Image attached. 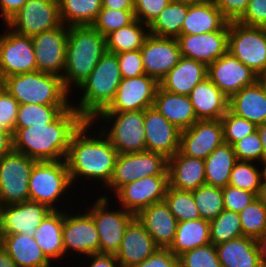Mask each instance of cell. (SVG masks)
Wrapping results in <instances>:
<instances>
[{"label": "cell", "mask_w": 266, "mask_h": 267, "mask_svg": "<svg viewBox=\"0 0 266 267\" xmlns=\"http://www.w3.org/2000/svg\"><path fill=\"white\" fill-rule=\"evenodd\" d=\"M94 124L93 121H84L70 140L65 161L74 188V184L80 183L78 179H87L88 182L95 180L93 183H97L96 186L101 183L100 186L105 187L115 167L118 152ZM78 181L79 183H76Z\"/></svg>", "instance_id": "6da1fadb"}, {"label": "cell", "mask_w": 266, "mask_h": 267, "mask_svg": "<svg viewBox=\"0 0 266 267\" xmlns=\"http://www.w3.org/2000/svg\"><path fill=\"white\" fill-rule=\"evenodd\" d=\"M85 120L70 105L45 126L19 128L13 135V151L36 161L65 160L73 133Z\"/></svg>", "instance_id": "7a4b0ae2"}, {"label": "cell", "mask_w": 266, "mask_h": 267, "mask_svg": "<svg viewBox=\"0 0 266 267\" xmlns=\"http://www.w3.org/2000/svg\"><path fill=\"white\" fill-rule=\"evenodd\" d=\"M106 52L105 37L92 25L69 26L62 78L64 88L70 94L74 93Z\"/></svg>", "instance_id": "3957f363"}, {"label": "cell", "mask_w": 266, "mask_h": 267, "mask_svg": "<svg viewBox=\"0 0 266 267\" xmlns=\"http://www.w3.org/2000/svg\"><path fill=\"white\" fill-rule=\"evenodd\" d=\"M122 80L119 62L115 53L106 52L88 78L75 90L81 92L72 107L85 121H93L112 103Z\"/></svg>", "instance_id": "277c9868"}, {"label": "cell", "mask_w": 266, "mask_h": 267, "mask_svg": "<svg viewBox=\"0 0 266 267\" xmlns=\"http://www.w3.org/2000/svg\"><path fill=\"white\" fill-rule=\"evenodd\" d=\"M4 88L19 104L71 105V95L62 78L38 70L3 79Z\"/></svg>", "instance_id": "5b68a950"}, {"label": "cell", "mask_w": 266, "mask_h": 267, "mask_svg": "<svg viewBox=\"0 0 266 267\" xmlns=\"http://www.w3.org/2000/svg\"><path fill=\"white\" fill-rule=\"evenodd\" d=\"M93 122L109 139L118 154L146 151L144 110L101 112ZM100 123H103L102 126Z\"/></svg>", "instance_id": "8992f818"}, {"label": "cell", "mask_w": 266, "mask_h": 267, "mask_svg": "<svg viewBox=\"0 0 266 267\" xmlns=\"http://www.w3.org/2000/svg\"><path fill=\"white\" fill-rule=\"evenodd\" d=\"M72 187L65 160L36 161L29 177V200L59 210L57 203L69 195Z\"/></svg>", "instance_id": "52a82bcc"}, {"label": "cell", "mask_w": 266, "mask_h": 267, "mask_svg": "<svg viewBox=\"0 0 266 267\" xmlns=\"http://www.w3.org/2000/svg\"><path fill=\"white\" fill-rule=\"evenodd\" d=\"M98 196L90 205V213L99 234V253L115 254L119 251L126 228L135 214L115 205L110 209L109 193ZM108 195V196H107ZM109 203V204H108ZM110 209V210H109Z\"/></svg>", "instance_id": "ba28073f"}, {"label": "cell", "mask_w": 266, "mask_h": 267, "mask_svg": "<svg viewBox=\"0 0 266 267\" xmlns=\"http://www.w3.org/2000/svg\"><path fill=\"white\" fill-rule=\"evenodd\" d=\"M228 52L257 75L266 72V28L229 22Z\"/></svg>", "instance_id": "9c48e42d"}, {"label": "cell", "mask_w": 266, "mask_h": 267, "mask_svg": "<svg viewBox=\"0 0 266 267\" xmlns=\"http://www.w3.org/2000/svg\"><path fill=\"white\" fill-rule=\"evenodd\" d=\"M168 159L160 153L143 151L118 154L109 183L103 187L114 194L126 183L153 175H169Z\"/></svg>", "instance_id": "30bf717a"}, {"label": "cell", "mask_w": 266, "mask_h": 267, "mask_svg": "<svg viewBox=\"0 0 266 267\" xmlns=\"http://www.w3.org/2000/svg\"><path fill=\"white\" fill-rule=\"evenodd\" d=\"M35 162L13 150L0 159V206L29 200V177Z\"/></svg>", "instance_id": "8fae6325"}, {"label": "cell", "mask_w": 266, "mask_h": 267, "mask_svg": "<svg viewBox=\"0 0 266 267\" xmlns=\"http://www.w3.org/2000/svg\"><path fill=\"white\" fill-rule=\"evenodd\" d=\"M62 24L58 0H27L5 23L15 33L30 37L53 30Z\"/></svg>", "instance_id": "7c38bea8"}, {"label": "cell", "mask_w": 266, "mask_h": 267, "mask_svg": "<svg viewBox=\"0 0 266 267\" xmlns=\"http://www.w3.org/2000/svg\"><path fill=\"white\" fill-rule=\"evenodd\" d=\"M70 207L64 209L63 223V246L66 258L67 254H79L81 257H86L95 253H99V234L96 225L87 210H72L66 211ZM77 213L74 214V212ZM80 211V213H79ZM86 211V212H85ZM68 212V213H67ZM67 213V214H66Z\"/></svg>", "instance_id": "4fadbf2b"}, {"label": "cell", "mask_w": 266, "mask_h": 267, "mask_svg": "<svg viewBox=\"0 0 266 267\" xmlns=\"http://www.w3.org/2000/svg\"><path fill=\"white\" fill-rule=\"evenodd\" d=\"M0 33V77L2 79L37 70L32 37L15 33L6 25Z\"/></svg>", "instance_id": "5bb4252c"}, {"label": "cell", "mask_w": 266, "mask_h": 267, "mask_svg": "<svg viewBox=\"0 0 266 267\" xmlns=\"http://www.w3.org/2000/svg\"><path fill=\"white\" fill-rule=\"evenodd\" d=\"M168 186L169 175H153L124 184L114 195L119 206L136 215L140 210L164 201Z\"/></svg>", "instance_id": "9a60e30c"}, {"label": "cell", "mask_w": 266, "mask_h": 267, "mask_svg": "<svg viewBox=\"0 0 266 267\" xmlns=\"http://www.w3.org/2000/svg\"><path fill=\"white\" fill-rule=\"evenodd\" d=\"M69 26H61L32 36L37 70L63 78Z\"/></svg>", "instance_id": "2e32d148"}, {"label": "cell", "mask_w": 266, "mask_h": 267, "mask_svg": "<svg viewBox=\"0 0 266 267\" xmlns=\"http://www.w3.org/2000/svg\"><path fill=\"white\" fill-rule=\"evenodd\" d=\"M159 82L146 74L122 78L110 106L103 112L145 110L154 104Z\"/></svg>", "instance_id": "e0dca14e"}, {"label": "cell", "mask_w": 266, "mask_h": 267, "mask_svg": "<svg viewBox=\"0 0 266 267\" xmlns=\"http://www.w3.org/2000/svg\"><path fill=\"white\" fill-rule=\"evenodd\" d=\"M144 72L158 82L179 62L181 52L175 38L148 34L140 48Z\"/></svg>", "instance_id": "ac0fdd59"}, {"label": "cell", "mask_w": 266, "mask_h": 267, "mask_svg": "<svg viewBox=\"0 0 266 267\" xmlns=\"http://www.w3.org/2000/svg\"><path fill=\"white\" fill-rule=\"evenodd\" d=\"M207 77L228 97L253 85L258 75L230 52L208 65Z\"/></svg>", "instance_id": "d6986e66"}, {"label": "cell", "mask_w": 266, "mask_h": 267, "mask_svg": "<svg viewBox=\"0 0 266 267\" xmlns=\"http://www.w3.org/2000/svg\"><path fill=\"white\" fill-rule=\"evenodd\" d=\"M223 142L221 120H198L190 128L181 131L179 152L204 160Z\"/></svg>", "instance_id": "ffe728a7"}, {"label": "cell", "mask_w": 266, "mask_h": 267, "mask_svg": "<svg viewBox=\"0 0 266 267\" xmlns=\"http://www.w3.org/2000/svg\"><path fill=\"white\" fill-rule=\"evenodd\" d=\"M229 22L220 30L202 34H181L178 45L181 56L205 63L207 66L228 51Z\"/></svg>", "instance_id": "44dd1931"}, {"label": "cell", "mask_w": 266, "mask_h": 267, "mask_svg": "<svg viewBox=\"0 0 266 267\" xmlns=\"http://www.w3.org/2000/svg\"><path fill=\"white\" fill-rule=\"evenodd\" d=\"M51 209L34 201L0 206V234L33 236Z\"/></svg>", "instance_id": "7402d4cb"}, {"label": "cell", "mask_w": 266, "mask_h": 267, "mask_svg": "<svg viewBox=\"0 0 266 267\" xmlns=\"http://www.w3.org/2000/svg\"><path fill=\"white\" fill-rule=\"evenodd\" d=\"M146 151L163 154L167 159L179 151L181 130L155 107L144 110Z\"/></svg>", "instance_id": "603a6c76"}, {"label": "cell", "mask_w": 266, "mask_h": 267, "mask_svg": "<svg viewBox=\"0 0 266 267\" xmlns=\"http://www.w3.org/2000/svg\"><path fill=\"white\" fill-rule=\"evenodd\" d=\"M135 217L159 248L171 246L178 222L165 201L154 203L140 210Z\"/></svg>", "instance_id": "cb8c5ba5"}, {"label": "cell", "mask_w": 266, "mask_h": 267, "mask_svg": "<svg viewBox=\"0 0 266 267\" xmlns=\"http://www.w3.org/2000/svg\"><path fill=\"white\" fill-rule=\"evenodd\" d=\"M158 248L150 234L135 217L125 230L116 258L121 267H133L148 258Z\"/></svg>", "instance_id": "d4e9b609"}, {"label": "cell", "mask_w": 266, "mask_h": 267, "mask_svg": "<svg viewBox=\"0 0 266 267\" xmlns=\"http://www.w3.org/2000/svg\"><path fill=\"white\" fill-rule=\"evenodd\" d=\"M188 97L198 120H221L228 110L229 98L208 77Z\"/></svg>", "instance_id": "484cf974"}, {"label": "cell", "mask_w": 266, "mask_h": 267, "mask_svg": "<svg viewBox=\"0 0 266 267\" xmlns=\"http://www.w3.org/2000/svg\"><path fill=\"white\" fill-rule=\"evenodd\" d=\"M207 69L205 63L181 56L177 65L160 80L159 86L168 92L188 96L207 77Z\"/></svg>", "instance_id": "4316f807"}, {"label": "cell", "mask_w": 266, "mask_h": 267, "mask_svg": "<svg viewBox=\"0 0 266 267\" xmlns=\"http://www.w3.org/2000/svg\"><path fill=\"white\" fill-rule=\"evenodd\" d=\"M169 186L192 191L205 185V161L176 152L168 158Z\"/></svg>", "instance_id": "83f0119b"}, {"label": "cell", "mask_w": 266, "mask_h": 267, "mask_svg": "<svg viewBox=\"0 0 266 267\" xmlns=\"http://www.w3.org/2000/svg\"><path fill=\"white\" fill-rule=\"evenodd\" d=\"M0 245L18 267H53L33 236L0 234Z\"/></svg>", "instance_id": "f1b7e54d"}, {"label": "cell", "mask_w": 266, "mask_h": 267, "mask_svg": "<svg viewBox=\"0 0 266 267\" xmlns=\"http://www.w3.org/2000/svg\"><path fill=\"white\" fill-rule=\"evenodd\" d=\"M228 109L256 126L266 122V93L257 80L229 98Z\"/></svg>", "instance_id": "f546056e"}, {"label": "cell", "mask_w": 266, "mask_h": 267, "mask_svg": "<svg viewBox=\"0 0 266 267\" xmlns=\"http://www.w3.org/2000/svg\"><path fill=\"white\" fill-rule=\"evenodd\" d=\"M222 267H263L257 241L241 236L215 245Z\"/></svg>", "instance_id": "4dcf8cb0"}, {"label": "cell", "mask_w": 266, "mask_h": 267, "mask_svg": "<svg viewBox=\"0 0 266 267\" xmlns=\"http://www.w3.org/2000/svg\"><path fill=\"white\" fill-rule=\"evenodd\" d=\"M153 107L181 131L198 121L188 96L168 92L160 86L157 88Z\"/></svg>", "instance_id": "1f68e13d"}, {"label": "cell", "mask_w": 266, "mask_h": 267, "mask_svg": "<svg viewBox=\"0 0 266 267\" xmlns=\"http://www.w3.org/2000/svg\"><path fill=\"white\" fill-rule=\"evenodd\" d=\"M63 223L64 209L51 210L33 235L40 249L52 263L66 257L62 238Z\"/></svg>", "instance_id": "d6a6232c"}, {"label": "cell", "mask_w": 266, "mask_h": 267, "mask_svg": "<svg viewBox=\"0 0 266 267\" xmlns=\"http://www.w3.org/2000/svg\"><path fill=\"white\" fill-rule=\"evenodd\" d=\"M228 21L213 0L189 4L181 34H202L220 30Z\"/></svg>", "instance_id": "836d02e7"}, {"label": "cell", "mask_w": 266, "mask_h": 267, "mask_svg": "<svg viewBox=\"0 0 266 267\" xmlns=\"http://www.w3.org/2000/svg\"><path fill=\"white\" fill-rule=\"evenodd\" d=\"M210 243L209 221L200 218L198 220L178 222L173 243L168 249L176 256H180L186 251Z\"/></svg>", "instance_id": "e575fe53"}, {"label": "cell", "mask_w": 266, "mask_h": 267, "mask_svg": "<svg viewBox=\"0 0 266 267\" xmlns=\"http://www.w3.org/2000/svg\"><path fill=\"white\" fill-rule=\"evenodd\" d=\"M204 161L206 185L226 187L232 168L238 161L233 146L223 142Z\"/></svg>", "instance_id": "d590c367"}, {"label": "cell", "mask_w": 266, "mask_h": 267, "mask_svg": "<svg viewBox=\"0 0 266 267\" xmlns=\"http://www.w3.org/2000/svg\"><path fill=\"white\" fill-rule=\"evenodd\" d=\"M148 34V25L135 19L131 24L121 27L105 37L106 49L115 54L138 50L142 47Z\"/></svg>", "instance_id": "8d00e7d4"}, {"label": "cell", "mask_w": 266, "mask_h": 267, "mask_svg": "<svg viewBox=\"0 0 266 267\" xmlns=\"http://www.w3.org/2000/svg\"><path fill=\"white\" fill-rule=\"evenodd\" d=\"M189 4L171 1L148 26L149 33L159 37L175 38L181 35Z\"/></svg>", "instance_id": "74e56055"}, {"label": "cell", "mask_w": 266, "mask_h": 267, "mask_svg": "<svg viewBox=\"0 0 266 267\" xmlns=\"http://www.w3.org/2000/svg\"><path fill=\"white\" fill-rule=\"evenodd\" d=\"M58 7L64 25H92L102 9V0H58Z\"/></svg>", "instance_id": "f35d334b"}, {"label": "cell", "mask_w": 266, "mask_h": 267, "mask_svg": "<svg viewBox=\"0 0 266 267\" xmlns=\"http://www.w3.org/2000/svg\"><path fill=\"white\" fill-rule=\"evenodd\" d=\"M70 105L19 104L14 132L19 128L45 126Z\"/></svg>", "instance_id": "ab89813d"}, {"label": "cell", "mask_w": 266, "mask_h": 267, "mask_svg": "<svg viewBox=\"0 0 266 267\" xmlns=\"http://www.w3.org/2000/svg\"><path fill=\"white\" fill-rule=\"evenodd\" d=\"M209 224L213 245L243 236L238 212L224 209L216 218L210 220Z\"/></svg>", "instance_id": "60d3db41"}, {"label": "cell", "mask_w": 266, "mask_h": 267, "mask_svg": "<svg viewBox=\"0 0 266 267\" xmlns=\"http://www.w3.org/2000/svg\"><path fill=\"white\" fill-rule=\"evenodd\" d=\"M164 201L177 222L201 218L192 191L178 190L168 186Z\"/></svg>", "instance_id": "b9f144b4"}, {"label": "cell", "mask_w": 266, "mask_h": 267, "mask_svg": "<svg viewBox=\"0 0 266 267\" xmlns=\"http://www.w3.org/2000/svg\"><path fill=\"white\" fill-rule=\"evenodd\" d=\"M192 194L202 219L210 221L225 209L221 187L205 184L192 190Z\"/></svg>", "instance_id": "7bdbcfd3"}, {"label": "cell", "mask_w": 266, "mask_h": 267, "mask_svg": "<svg viewBox=\"0 0 266 267\" xmlns=\"http://www.w3.org/2000/svg\"><path fill=\"white\" fill-rule=\"evenodd\" d=\"M253 161H237L232 168L229 184L239 189L250 191L258 196L261 183V168Z\"/></svg>", "instance_id": "ee69618b"}, {"label": "cell", "mask_w": 266, "mask_h": 267, "mask_svg": "<svg viewBox=\"0 0 266 267\" xmlns=\"http://www.w3.org/2000/svg\"><path fill=\"white\" fill-rule=\"evenodd\" d=\"M243 236L258 239L266 232V206L257 197L239 212Z\"/></svg>", "instance_id": "f6af8a7d"}, {"label": "cell", "mask_w": 266, "mask_h": 267, "mask_svg": "<svg viewBox=\"0 0 266 267\" xmlns=\"http://www.w3.org/2000/svg\"><path fill=\"white\" fill-rule=\"evenodd\" d=\"M134 10L102 8L92 26L104 37L135 20Z\"/></svg>", "instance_id": "bcb514c9"}, {"label": "cell", "mask_w": 266, "mask_h": 267, "mask_svg": "<svg viewBox=\"0 0 266 267\" xmlns=\"http://www.w3.org/2000/svg\"><path fill=\"white\" fill-rule=\"evenodd\" d=\"M179 267H222L212 243L189 250L178 256Z\"/></svg>", "instance_id": "7dc6e473"}, {"label": "cell", "mask_w": 266, "mask_h": 267, "mask_svg": "<svg viewBox=\"0 0 266 267\" xmlns=\"http://www.w3.org/2000/svg\"><path fill=\"white\" fill-rule=\"evenodd\" d=\"M224 142L234 145L243 137L256 131L257 126L242 117L233 114L229 109L221 118Z\"/></svg>", "instance_id": "c3c4849f"}, {"label": "cell", "mask_w": 266, "mask_h": 267, "mask_svg": "<svg viewBox=\"0 0 266 267\" xmlns=\"http://www.w3.org/2000/svg\"><path fill=\"white\" fill-rule=\"evenodd\" d=\"M233 148L237 160L262 163L263 147L257 130L237 141Z\"/></svg>", "instance_id": "681fc988"}, {"label": "cell", "mask_w": 266, "mask_h": 267, "mask_svg": "<svg viewBox=\"0 0 266 267\" xmlns=\"http://www.w3.org/2000/svg\"><path fill=\"white\" fill-rule=\"evenodd\" d=\"M19 102L4 88L0 90V128L14 133Z\"/></svg>", "instance_id": "f907efd6"}, {"label": "cell", "mask_w": 266, "mask_h": 267, "mask_svg": "<svg viewBox=\"0 0 266 267\" xmlns=\"http://www.w3.org/2000/svg\"><path fill=\"white\" fill-rule=\"evenodd\" d=\"M224 208L233 212H240L248 206L257 195L237 187L227 185L222 188Z\"/></svg>", "instance_id": "816d5d0a"}, {"label": "cell", "mask_w": 266, "mask_h": 267, "mask_svg": "<svg viewBox=\"0 0 266 267\" xmlns=\"http://www.w3.org/2000/svg\"><path fill=\"white\" fill-rule=\"evenodd\" d=\"M171 0H134V15L148 26L161 13Z\"/></svg>", "instance_id": "f5cc1de1"}, {"label": "cell", "mask_w": 266, "mask_h": 267, "mask_svg": "<svg viewBox=\"0 0 266 267\" xmlns=\"http://www.w3.org/2000/svg\"><path fill=\"white\" fill-rule=\"evenodd\" d=\"M116 56L122 78L138 77L145 74L140 49L118 53Z\"/></svg>", "instance_id": "db71d44e"}, {"label": "cell", "mask_w": 266, "mask_h": 267, "mask_svg": "<svg viewBox=\"0 0 266 267\" xmlns=\"http://www.w3.org/2000/svg\"><path fill=\"white\" fill-rule=\"evenodd\" d=\"M237 22L246 26L266 28V0H249L244 14Z\"/></svg>", "instance_id": "11a10c76"}, {"label": "cell", "mask_w": 266, "mask_h": 267, "mask_svg": "<svg viewBox=\"0 0 266 267\" xmlns=\"http://www.w3.org/2000/svg\"><path fill=\"white\" fill-rule=\"evenodd\" d=\"M133 267H179L178 256L168 248H158L148 258Z\"/></svg>", "instance_id": "9f6ffc18"}, {"label": "cell", "mask_w": 266, "mask_h": 267, "mask_svg": "<svg viewBox=\"0 0 266 267\" xmlns=\"http://www.w3.org/2000/svg\"><path fill=\"white\" fill-rule=\"evenodd\" d=\"M228 22L237 21L245 12L249 0H213Z\"/></svg>", "instance_id": "6f0895ef"}, {"label": "cell", "mask_w": 266, "mask_h": 267, "mask_svg": "<svg viewBox=\"0 0 266 267\" xmlns=\"http://www.w3.org/2000/svg\"><path fill=\"white\" fill-rule=\"evenodd\" d=\"M85 258L90 260L88 267H121L115 254L95 253Z\"/></svg>", "instance_id": "680465c9"}, {"label": "cell", "mask_w": 266, "mask_h": 267, "mask_svg": "<svg viewBox=\"0 0 266 267\" xmlns=\"http://www.w3.org/2000/svg\"><path fill=\"white\" fill-rule=\"evenodd\" d=\"M27 0H0V15L5 24L15 13H17Z\"/></svg>", "instance_id": "91938a15"}, {"label": "cell", "mask_w": 266, "mask_h": 267, "mask_svg": "<svg viewBox=\"0 0 266 267\" xmlns=\"http://www.w3.org/2000/svg\"><path fill=\"white\" fill-rule=\"evenodd\" d=\"M13 150L12 134L0 128V159Z\"/></svg>", "instance_id": "94428289"}, {"label": "cell", "mask_w": 266, "mask_h": 267, "mask_svg": "<svg viewBox=\"0 0 266 267\" xmlns=\"http://www.w3.org/2000/svg\"><path fill=\"white\" fill-rule=\"evenodd\" d=\"M102 8L134 10V0H102Z\"/></svg>", "instance_id": "6125c7cd"}, {"label": "cell", "mask_w": 266, "mask_h": 267, "mask_svg": "<svg viewBox=\"0 0 266 267\" xmlns=\"http://www.w3.org/2000/svg\"><path fill=\"white\" fill-rule=\"evenodd\" d=\"M259 254L263 267H266V232L261 235L257 240Z\"/></svg>", "instance_id": "be15d7a7"}, {"label": "cell", "mask_w": 266, "mask_h": 267, "mask_svg": "<svg viewBox=\"0 0 266 267\" xmlns=\"http://www.w3.org/2000/svg\"><path fill=\"white\" fill-rule=\"evenodd\" d=\"M259 137L261 138L263 147L262 162H266V122L260 124L256 128Z\"/></svg>", "instance_id": "e7e4bbea"}, {"label": "cell", "mask_w": 266, "mask_h": 267, "mask_svg": "<svg viewBox=\"0 0 266 267\" xmlns=\"http://www.w3.org/2000/svg\"><path fill=\"white\" fill-rule=\"evenodd\" d=\"M0 267H18L1 245H0Z\"/></svg>", "instance_id": "03108f58"}, {"label": "cell", "mask_w": 266, "mask_h": 267, "mask_svg": "<svg viewBox=\"0 0 266 267\" xmlns=\"http://www.w3.org/2000/svg\"><path fill=\"white\" fill-rule=\"evenodd\" d=\"M257 197L266 206V182H262L261 183V188H260V191H259V194H258Z\"/></svg>", "instance_id": "003e7915"}, {"label": "cell", "mask_w": 266, "mask_h": 267, "mask_svg": "<svg viewBox=\"0 0 266 267\" xmlns=\"http://www.w3.org/2000/svg\"><path fill=\"white\" fill-rule=\"evenodd\" d=\"M173 2H183L187 4H197V3H203L209 0H171Z\"/></svg>", "instance_id": "a7ac6f4b"}, {"label": "cell", "mask_w": 266, "mask_h": 267, "mask_svg": "<svg viewBox=\"0 0 266 267\" xmlns=\"http://www.w3.org/2000/svg\"><path fill=\"white\" fill-rule=\"evenodd\" d=\"M258 81L263 86L264 91L266 93V72L258 75Z\"/></svg>", "instance_id": "89a4df30"}, {"label": "cell", "mask_w": 266, "mask_h": 267, "mask_svg": "<svg viewBox=\"0 0 266 267\" xmlns=\"http://www.w3.org/2000/svg\"><path fill=\"white\" fill-rule=\"evenodd\" d=\"M260 165L262 166L261 167L262 182H266V162H262Z\"/></svg>", "instance_id": "2644e50d"}, {"label": "cell", "mask_w": 266, "mask_h": 267, "mask_svg": "<svg viewBox=\"0 0 266 267\" xmlns=\"http://www.w3.org/2000/svg\"><path fill=\"white\" fill-rule=\"evenodd\" d=\"M3 87V79L0 77V90Z\"/></svg>", "instance_id": "8c879c8a"}]
</instances>
